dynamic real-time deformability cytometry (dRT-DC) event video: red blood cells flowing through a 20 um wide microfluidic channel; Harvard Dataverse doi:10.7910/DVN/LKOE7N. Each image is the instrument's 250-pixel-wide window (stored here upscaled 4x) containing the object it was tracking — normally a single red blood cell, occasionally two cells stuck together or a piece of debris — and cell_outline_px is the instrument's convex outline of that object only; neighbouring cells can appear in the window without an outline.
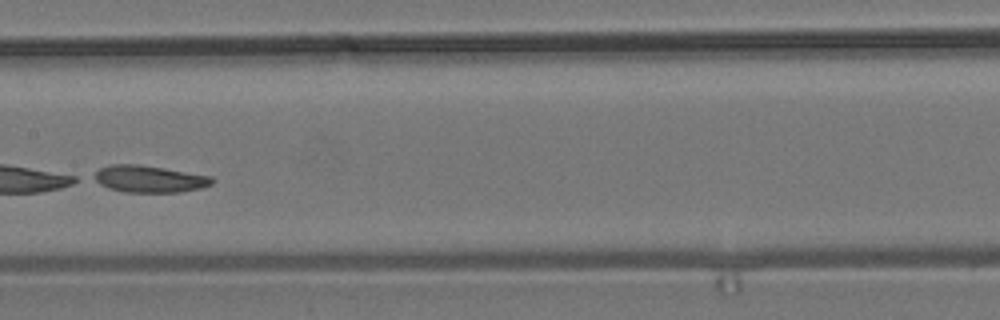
{"species": "common noctule bat (a hibernating species)", "species_latin": "Nyctalus noctula", "temperature_condition": "room temperature", "stored_images_in_passage": 9, "camera_frame_rate_fps": 3000, "um_per_image_px": 0.085, "animal": {"sex": "male", "body_mass_g": 19.2, "forearm_length_mm": 51.8}, "frame": {"image": 1, "passage_image": 7, "time_ms": 7.0, "image_size_px": [1000, 320], "cell_outline_px": [[216, 180], [212, 184], [200, 188], [180, 192], [124, 192], [108, 188], [92, 180], [88, 176], [100, 168], [112, 164], [140, 164], [212, 176]], "centroid_in_image_um": [12.63, 15.2], "position_along_channel_um": 194.8, "area_um2": 18.84}}
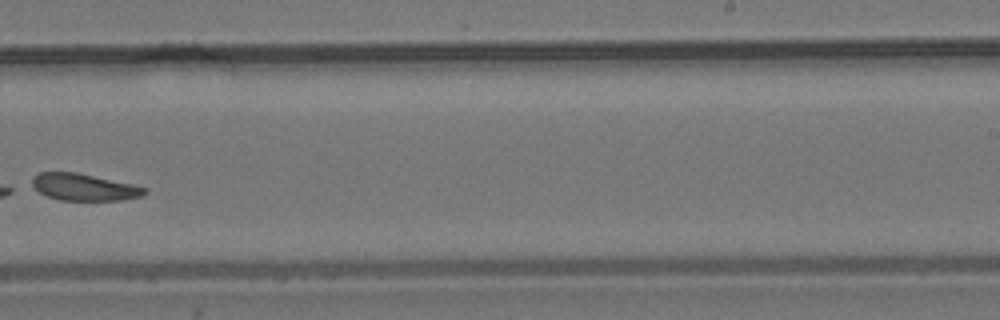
{"frame": {"image": 2, "passage_image": 9, "time_ms": 9.333, "image_size_px": [1000, 320], "cell_outline_px": [[148, 192], [144, 196], [124, 200], [60, 200], [48, 196], [40, 192], [32, 184], [32, 176], [40, 172], [76, 172], [132, 184], [148, 188]], "centroid_in_image_um": [7.19, 15.91], "position_along_channel_um": 281.8, "area_um2": 17.63}}